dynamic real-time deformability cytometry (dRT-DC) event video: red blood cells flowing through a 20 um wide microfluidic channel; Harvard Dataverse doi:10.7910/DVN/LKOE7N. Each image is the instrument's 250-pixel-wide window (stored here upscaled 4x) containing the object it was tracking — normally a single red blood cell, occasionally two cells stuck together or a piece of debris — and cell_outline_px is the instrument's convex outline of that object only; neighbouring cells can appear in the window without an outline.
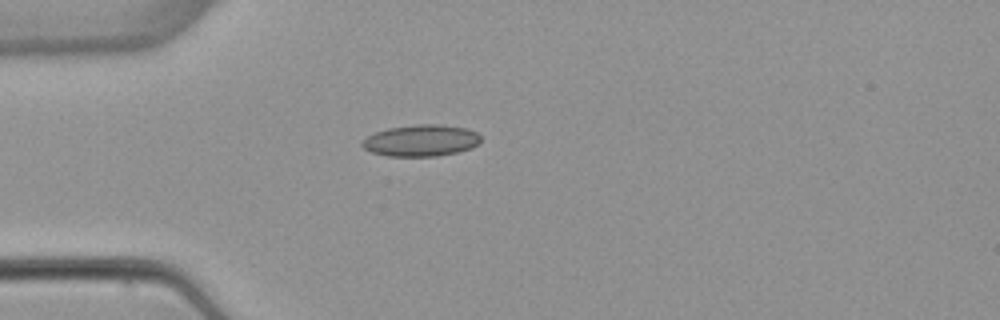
{"species": "common noctule bat (a hibernating species)", "species_latin": "Nyctalus noctula", "temperature_condition": "warm", "stored_images_in_passage": 2, "camera_frame_rate_fps": 3000, "um_per_image_px": 0.085, "animal": {"sex": "female", "body_mass_g": 22.7, "forearm_length_mm": 54.2}, "frame": {"image": 1, "passage_image": 1, "time_ms": 0.0, "image_size_px": [1000, 320], "cell_outline_px": [[480, 140], [472, 148], [456, 152], [436, 156], [388, 156], [372, 152], [364, 148], [360, 144], [368, 136], [376, 132], [388, 128], [416, 124], [440, 124], [468, 128], [476, 132], [480, 136]], "centroid_in_image_um": [35.8, 11.93], "position_along_channel_um": 49.2, "area_um2": 21.73}}